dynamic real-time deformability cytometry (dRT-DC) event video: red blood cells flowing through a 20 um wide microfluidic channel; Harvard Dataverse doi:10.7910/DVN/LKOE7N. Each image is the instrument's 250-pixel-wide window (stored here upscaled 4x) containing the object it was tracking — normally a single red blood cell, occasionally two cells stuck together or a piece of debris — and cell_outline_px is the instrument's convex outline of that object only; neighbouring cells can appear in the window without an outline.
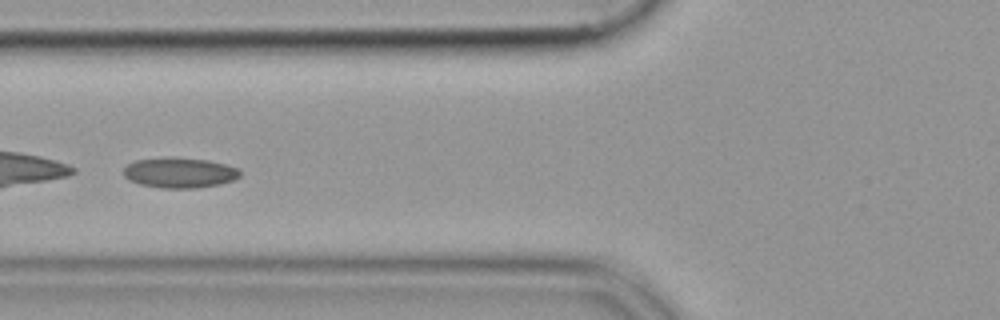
{"species": "common noctule bat (a hibernating species)", "species_latin": "Nyctalus noctula", "temperature_condition": "cold", "stored_images_in_passage": 53, "camera_frame_rate_fps": 3000, "um_per_image_px": 0.085, "animal": {"sex": "female", "body_mass_g": 19.9}, "frame": {"image": 1, "passage_image": 22, "time_ms": 7.0, "image_size_px": [1000, 320], "cell_outline_px": [[240, 176], [236, 180], [220, 184], [196, 188], [160, 188], [140, 184], [128, 180], [124, 176], [124, 168], [128, 164], [136, 160], [168, 156], [172, 156], [208, 160], [228, 164], [240, 168]], "centroid_in_image_um": [15.3, 14.67], "position_along_channel_um": 110.5, "area_um2": 21.04}}
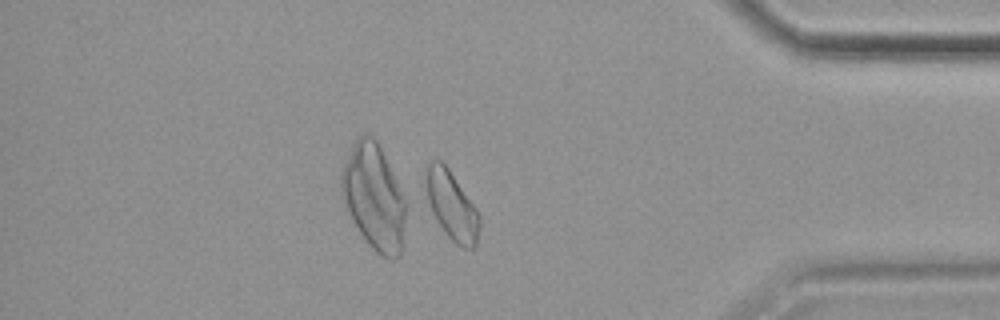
{"frame": {"image": 2, "passage_image": 47, "time_ms": 15.333, "image_size_px": [1000, 320], "cell_outline_px": [[480, 228], [476, 244], [472, 248], [464, 248], [456, 244], [448, 236], [436, 220], [432, 212], [428, 200], [424, 180], [428, 164], [432, 160], [440, 160], [448, 168], [476, 208], [480, 216]], "centroid_in_image_um": [38.39, 17.47], "position_along_channel_um": 396.8, "area_um2": 21.27}}